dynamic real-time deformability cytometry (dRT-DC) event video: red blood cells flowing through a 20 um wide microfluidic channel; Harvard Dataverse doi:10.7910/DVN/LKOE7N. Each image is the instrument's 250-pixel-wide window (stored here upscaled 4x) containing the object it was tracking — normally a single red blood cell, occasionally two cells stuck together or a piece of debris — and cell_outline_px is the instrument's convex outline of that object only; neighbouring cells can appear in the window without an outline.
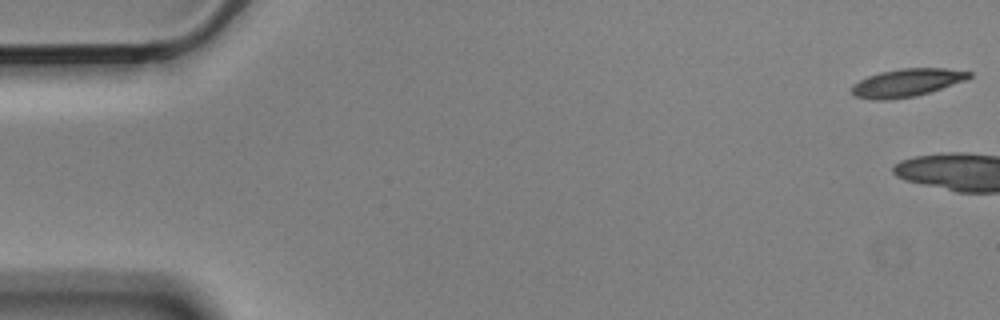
{"species": "Egyptian fruit bat (a non-hibernating species)", "species_latin": "Rousettus aegyptiacus", "temperature_condition": "cold", "stored_images_in_passage": 5, "camera_frame_rate_fps": 3000, "um_per_image_px": 0.085, "animal": {"sex": "male"}, "frame": {"image": 1, "passage_image": 1, "time_ms": 0.0, "image_size_px": [1000, 320], "cell_outline_px": [[972, 76], [964, 80], [916, 96], [884, 100], [876, 100], [856, 96], [852, 92], [852, 84], [868, 76], [880, 72], [900, 68], [944, 68], [972, 72]], "centroid_in_image_um": [77.06, 7.02], "position_along_channel_um": 7.9, "area_um2": 18.79}}